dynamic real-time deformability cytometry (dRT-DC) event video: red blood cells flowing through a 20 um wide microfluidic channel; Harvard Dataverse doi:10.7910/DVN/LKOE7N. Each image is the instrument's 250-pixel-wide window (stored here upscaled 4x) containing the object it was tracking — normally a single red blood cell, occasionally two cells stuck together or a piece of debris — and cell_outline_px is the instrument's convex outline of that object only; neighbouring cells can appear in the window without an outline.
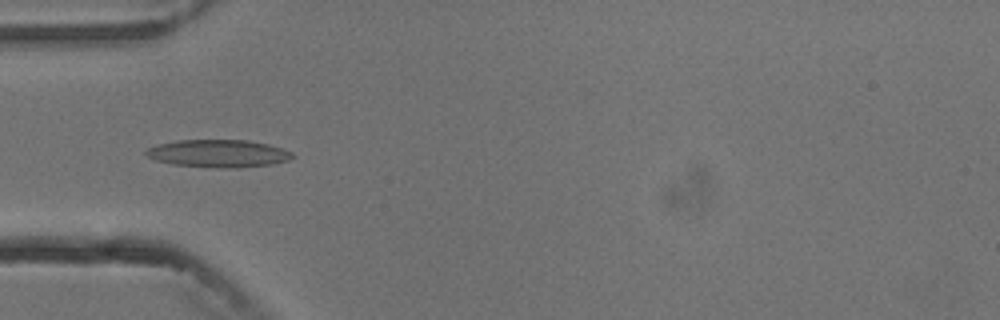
{"species": "common noctule bat (a hibernating species)", "species_latin": "Nyctalus noctula", "temperature_condition": "cold", "stored_images_in_passage": 7, "camera_frame_rate_fps": 3000, "um_per_image_px": 0.085, "animal": {"sex": "male", "body_mass_g": 13.3}, "frame": {"image": 1, "passage_image": 5, "time_ms": 5.333, "image_size_px": [1000, 320], "cell_outline_px": [[296, 156], [288, 160], [272, 164], [236, 168], [220, 168], [172, 164], [156, 160], [148, 156], [144, 152], [148, 148], [160, 144], [180, 140], [248, 140], [268, 144], [292, 152]], "centroid_in_image_um": [18.59, 13.05], "position_along_channel_um": 66.4, "area_um2": 23.41}}
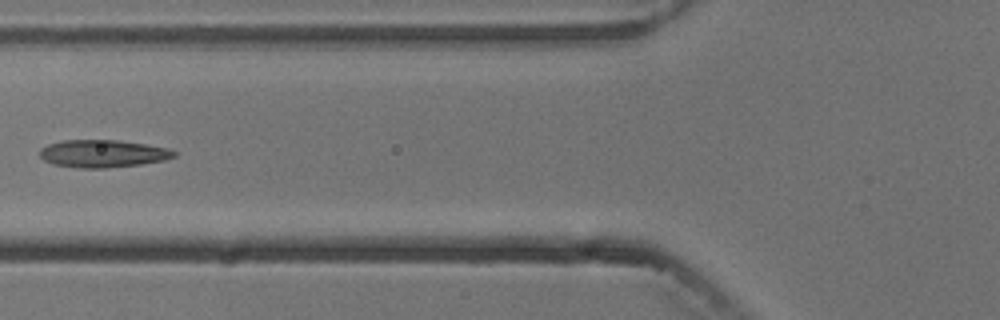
{"frame": {"image": 2, "passage_image": 6, "time_ms": 6.667, "image_size_px": [1000, 320], "cell_outline_px": [[176, 156], [164, 160], [140, 164], [108, 168], [76, 168], [52, 164], [44, 160], [40, 156], [40, 148], [48, 144], [64, 140], [116, 140], [144, 144], [168, 148], [176, 152]], "centroid_in_image_um": [8.71, 13.06], "position_along_channel_um": 117.1, "area_um2": 21.56}}
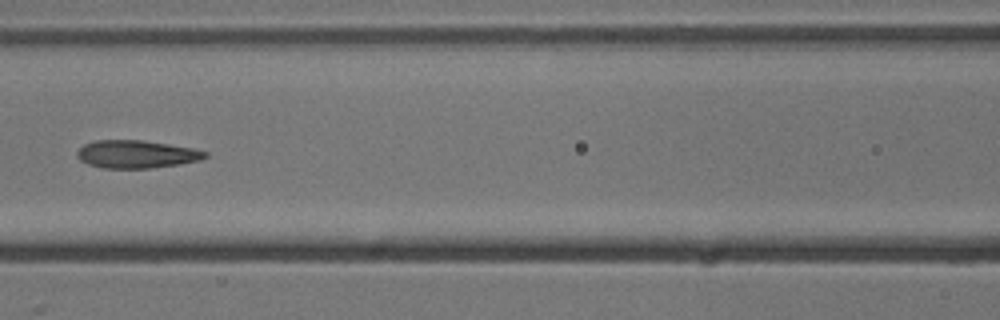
{"frame": {"image": 3, "passage_image": 7, "time_ms": 7.667, "image_size_px": [1000, 320], "cell_outline_px": [[208, 156], [200, 160], [180, 164], [152, 168], [104, 168], [88, 164], [80, 160], [76, 156], [76, 152], [84, 144], [96, 140], [140, 140], [168, 144], [192, 148], [208, 152]], "centroid_in_image_um": [11.59, 13.11], "position_along_channel_um": 155.0, "area_um2": 20.75}}